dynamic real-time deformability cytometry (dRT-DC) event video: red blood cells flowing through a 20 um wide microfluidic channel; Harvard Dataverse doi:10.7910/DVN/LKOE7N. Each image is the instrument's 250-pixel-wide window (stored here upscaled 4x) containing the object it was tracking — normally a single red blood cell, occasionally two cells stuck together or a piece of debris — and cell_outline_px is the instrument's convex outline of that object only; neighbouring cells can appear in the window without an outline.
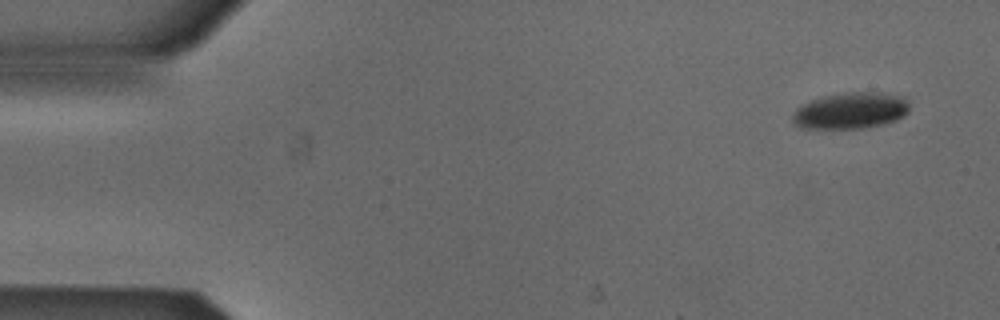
{"species": "Egyptian fruit bat (a non-hibernating species)", "species_latin": "Rousettus aegyptiacus", "temperature_condition": "cold", "stored_images_in_passage": 15, "camera_frame_rate_fps": 3000, "um_per_image_px": 0.085, "animal": {"sex": "male"}, "frame": {"image": 1, "passage_image": 1, "time_ms": 0.0, "image_size_px": [1000, 320], "cell_outline_px": [[908, 112], [904, 116], [896, 120], [880, 124], [860, 128], [800, 128], [792, 120], [792, 112], [796, 108], [812, 100], [824, 96], [852, 92], [880, 92], [900, 96], [908, 104]], "centroid_in_image_um": [72.28, 9.41], "position_along_channel_um": 12.7, "area_um2": 24.39}}
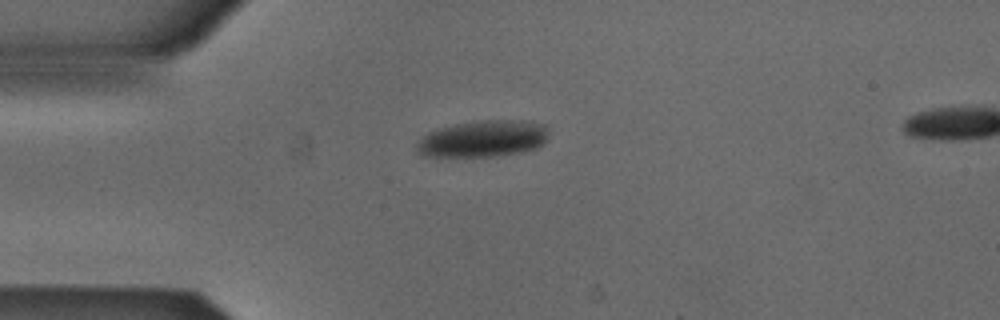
{"frame": {"image": 2, "passage_image": 11, "time_ms": 3.333, "image_size_px": [1000, 320], "cell_outline_px": [[548, 136], [544, 144], [536, 148], [520, 152], [496, 156], [424, 156], [416, 148], [416, 144], [428, 132], [440, 128], [456, 124], [484, 120], [532, 120], [544, 124], [548, 132]], "centroid_in_image_um": [41.12, 11.78], "position_along_channel_um": 43.9, "area_um2": 28.09}}